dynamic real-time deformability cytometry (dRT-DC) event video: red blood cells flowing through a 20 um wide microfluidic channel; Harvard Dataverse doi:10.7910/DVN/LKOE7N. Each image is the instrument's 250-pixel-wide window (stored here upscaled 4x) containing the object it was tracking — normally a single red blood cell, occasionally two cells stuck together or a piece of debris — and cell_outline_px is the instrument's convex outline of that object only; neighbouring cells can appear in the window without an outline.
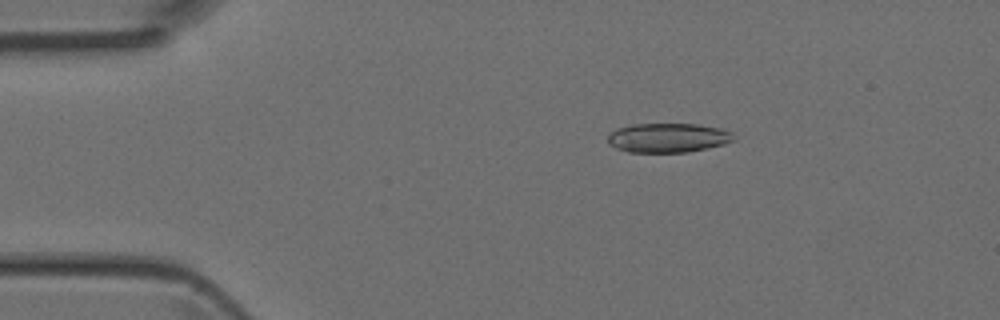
{"species": "Egyptian fruit bat (a non-hibernating species)", "species_latin": "Rousettus aegyptiacus", "temperature_condition": "room temperature", "stored_images_in_passage": 40, "camera_frame_rate_fps": 3000, "um_per_image_px": 0.085, "animal": {"sex": "female"}, "frame": {"image": 1, "passage_image": 1, "time_ms": 0.0, "image_size_px": [1000, 320], "cell_outline_px": [[732, 140], [724, 144], [708, 148], [688, 152], [628, 152], [608, 144], [608, 136], [616, 128], [632, 124], [696, 124], [720, 128], [732, 132]], "centroid_in_image_um": [56.76, 11.71], "position_along_channel_um": 28.2, "area_um2": 21.39}}
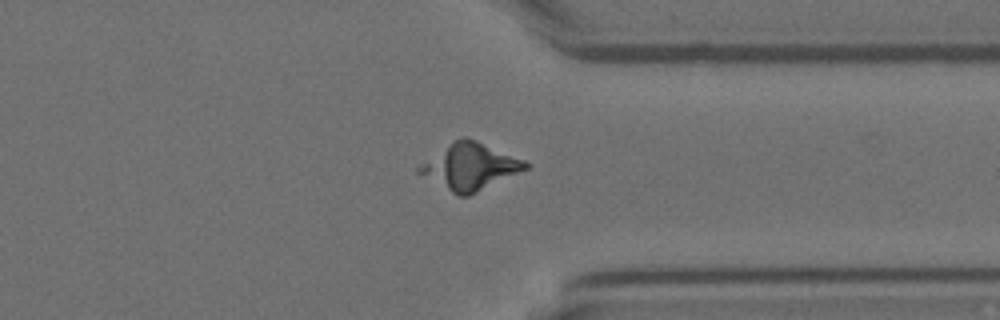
{"frame": {"image": 2, "passage_image": 29, "time_ms": 9.333, "image_size_px": [1000, 320], "cell_outline_px": [[528, 168], [468, 196], [456, 196], [416, 172], [416, 164], [456, 140], [464, 136], [476, 140], [524, 160], [528, 164]], "centroid_in_image_um": [39.87, 14.17], "position_along_channel_um": 371.5, "area_um2": 28.5}}
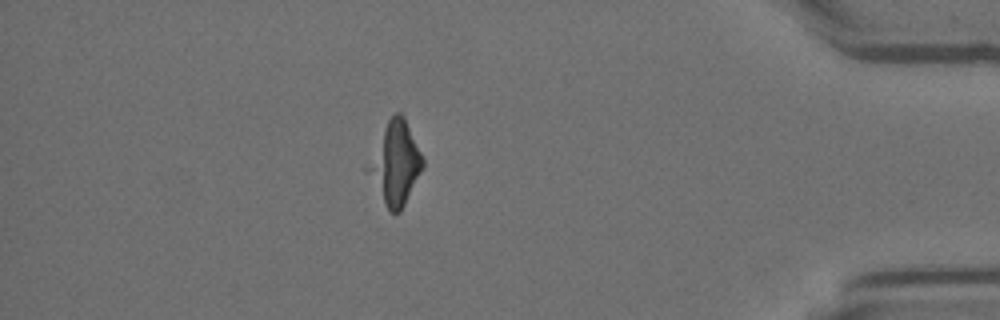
{"frame": {"image": 3, "passage_image": 34, "time_ms": 11.0, "image_size_px": [1000, 320], "cell_outline_px": [[424, 164], [400, 212], [388, 212], [364, 168], [388, 120], [396, 112], [400, 112], [404, 116], [424, 160]], "centroid_in_image_um": [33.57, 13.89], "position_along_channel_um": 401.6, "area_um2": 25.78}}